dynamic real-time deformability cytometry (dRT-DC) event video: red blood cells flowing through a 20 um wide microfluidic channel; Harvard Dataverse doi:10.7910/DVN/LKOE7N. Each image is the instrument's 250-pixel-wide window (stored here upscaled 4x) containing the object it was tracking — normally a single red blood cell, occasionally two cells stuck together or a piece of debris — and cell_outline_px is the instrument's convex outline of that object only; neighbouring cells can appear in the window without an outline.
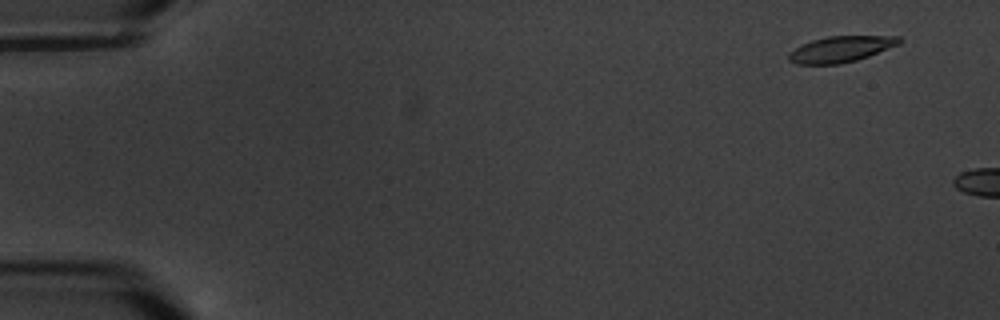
{"species": "common noctule bat (a hibernating species)", "species_latin": "Nyctalus noctula", "temperature_condition": "warm", "stored_images_in_passage": 3, "camera_frame_rate_fps": 3000, "um_per_image_px": 0.085, "animal": {"sex": "male", "body_mass_g": 20.1, "forearm_length_mm": 53.5}, "frame": {"image": 1, "passage_image": 2, "time_ms": 1.0, "image_size_px": [1000, 320], "cell_outline_px": [[904, 40], [900, 44], [868, 56], [856, 60], [840, 64], [796, 64], [788, 60], [788, 52], [812, 40], [828, 36], [900, 36]], "centroid_in_image_um": [71.49, 4.17], "position_along_channel_um": 13.5, "area_um2": 16.7}}